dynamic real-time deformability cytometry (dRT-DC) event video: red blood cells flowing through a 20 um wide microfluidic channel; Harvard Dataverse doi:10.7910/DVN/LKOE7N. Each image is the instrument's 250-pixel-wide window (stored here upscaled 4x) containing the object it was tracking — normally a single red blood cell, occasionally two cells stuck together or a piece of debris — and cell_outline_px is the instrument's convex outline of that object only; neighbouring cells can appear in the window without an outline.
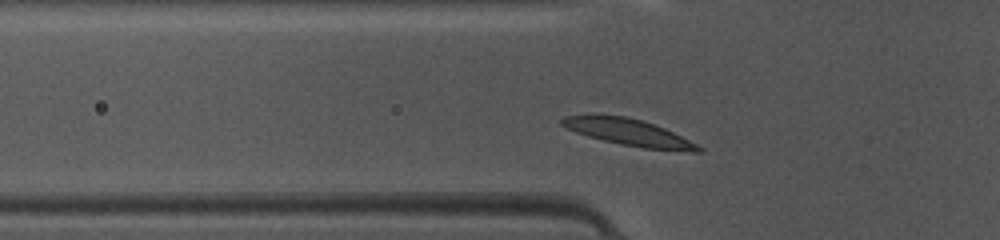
{"species": "common noctule bat (a hibernating species)", "species_latin": "Nyctalus noctula", "temperature_condition": "warm", "stored_images_in_passage": 36, "camera_frame_rate_fps": 3000, "um_per_image_px": 0.085, "animal": {"sex": "female", "body_mass_g": 10.0, "forearm_length_mm": 53.1}, "frame": {"image": 1, "passage_image": 4, "time_ms": 1.0, "image_size_px": [1000, 240], "cell_outline_px": [[704, 152], [692, 152], [644, 148], [620, 144], [588, 136], [576, 132], [560, 124], [560, 120], [564, 116], [624, 116], [640, 120], [664, 128], [704, 148]], "centroid_in_image_um": [53.49, 11.28], "position_along_channel_um": 72.3, "area_um2": 20.58}}
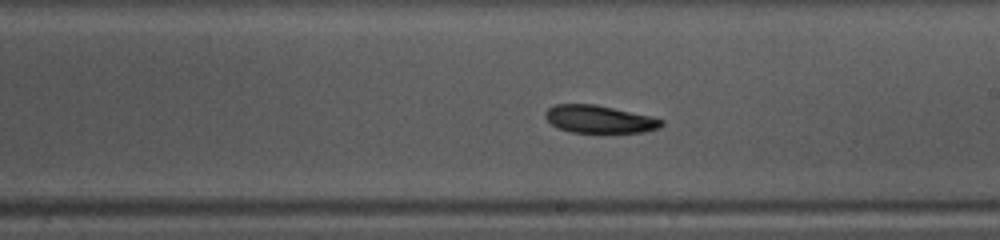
{"frame": {"image": 2, "passage_image": 16, "time_ms": 5.0, "image_size_px": [1000, 240], "cell_outline_px": [[664, 124], [660, 128], [644, 132], [572, 132], [560, 128], [552, 124], [544, 116], [544, 112], [548, 108], [556, 104], [596, 104], [652, 116], [664, 120]], "centroid_in_image_um": [50.98, 10.12], "position_along_channel_um": 238.0, "area_um2": 18.73}}
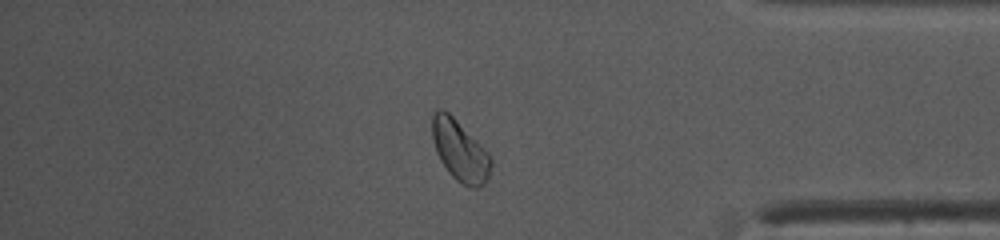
{"frame": {"image": 3, "passage_image": 29, "time_ms": 9.333, "image_size_px": [1000, 240], "cell_outline_px": [[492, 164], [488, 176], [484, 184], [476, 188], [468, 188], [456, 180], [448, 172], [440, 160], [436, 152], [432, 136], [432, 112], [436, 108], [440, 108], [448, 112], [492, 156]], "centroid_in_image_um": [39.08, 12.82], "position_along_channel_um": 396.1, "area_um2": 20.87}, "authors_computed_cell_mechanics": {"area_um2": 20.1144, "velocity_mm_per_s": 4.1153, "shape_relaxation_time_tau1_ms": 1.8052, "shape_relaxation_time_tau2_ms": 7.5401, "deformation_change_tau1": 0.0995, "deformation_change_tau2": 0.0696}}